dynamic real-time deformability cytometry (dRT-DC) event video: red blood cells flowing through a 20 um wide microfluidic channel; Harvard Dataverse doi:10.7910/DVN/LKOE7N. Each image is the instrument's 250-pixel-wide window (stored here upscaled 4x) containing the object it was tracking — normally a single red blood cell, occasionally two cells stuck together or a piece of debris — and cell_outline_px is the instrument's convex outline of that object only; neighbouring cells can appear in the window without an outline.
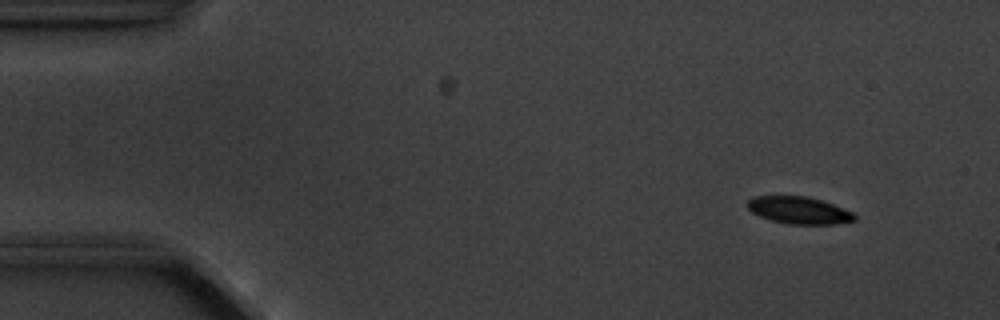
{"species": "common noctule bat (a hibernating species)", "species_latin": "Nyctalus noctula", "temperature_condition": "cold", "stored_images_in_passage": 5, "camera_frame_rate_fps": 3000, "um_per_image_px": 0.085, "animal": {"sex": "male", "body_mass_g": 20.1, "forearm_length_mm": 53.5}, "frame": {"image": 1, "passage_image": 2, "time_ms": 1.0, "image_size_px": [1000, 320], "cell_outline_px": [[856, 220], [832, 224], [788, 224], [772, 220], [760, 216], [752, 212], [748, 208], [748, 200], [752, 196], [808, 196], [832, 204], [852, 212], [856, 216]], "centroid_in_image_um": [67.9, 17.87], "position_along_channel_um": 17.1, "area_um2": 16.76}}